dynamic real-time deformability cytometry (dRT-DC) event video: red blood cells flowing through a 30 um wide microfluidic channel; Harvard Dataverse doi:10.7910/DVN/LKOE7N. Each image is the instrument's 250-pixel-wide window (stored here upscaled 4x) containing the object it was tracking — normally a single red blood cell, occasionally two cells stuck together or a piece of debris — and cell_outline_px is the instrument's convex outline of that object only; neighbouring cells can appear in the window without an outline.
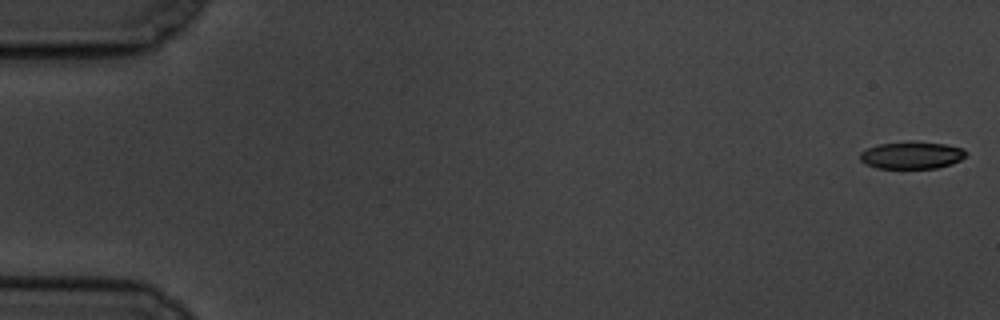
{"species": "common noctule bat (a hibernating species)", "species_latin": "Nyctalus noctula", "temperature_condition": "cold", "stored_images_in_passage": 58, "camera_frame_rate_fps": 3000, "um_per_image_px": 0.085, "animal": {"sex": "male", "body_mass_g": 19.5, "forearm_length_mm": 54.6}, "frame": {"image": 1, "passage_image": 1, "time_ms": 0.0, "image_size_px": [1000, 320], "cell_outline_px": [[968, 152], [960, 160], [952, 164], [936, 168], [876, 168], [864, 164], [860, 160], [860, 152], [876, 144], [908, 140], [912, 140], [944, 144], [964, 148]], "centroid_in_image_um": [77.48, 13.17], "position_along_channel_um": 7.5, "area_um2": 17.22}}
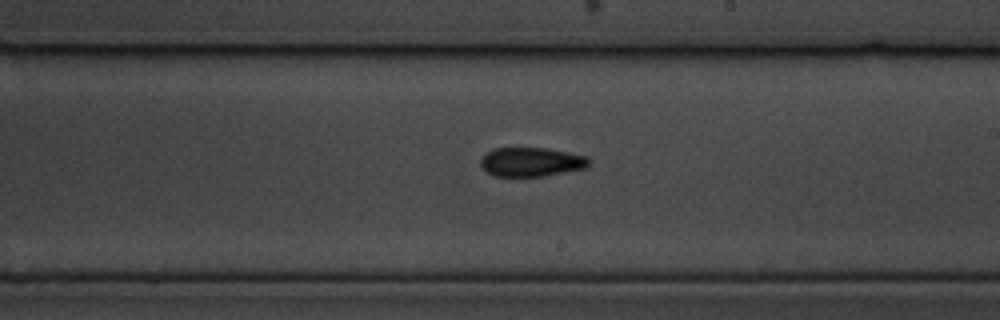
{"frame": {"image": 2, "passage_image": 34, "time_ms": 11.0, "image_size_px": [1000, 320], "cell_outline_px": [[588, 168], [544, 176], [492, 176], [480, 168], [480, 156], [484, 152], [492, 148], [548, 148], [588, 156]], "centroid_in_image_um": [45.1, 13.76], "position_along_channel_um": 243.9, "area_um2": 18.79}}
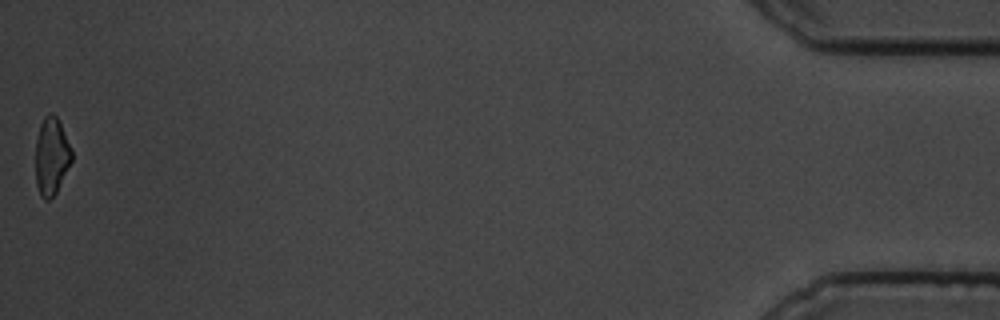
{"frame": {"image": 3, "passage_image": 58, "time_ms": 19.0, "image_size_px": [1000, 320], "cell_outline_px": [[72, 160], [56, 192], [48, 200], [44, 200], [40, 196], [36, 184], [36, 140], [40, 124], [44, 116], [48, 112], [52, 112], [56, 116], [72, 148]], "centroid_in_image_um": [4.37, 13.26], "position_along_channel_um": 430.8, "area_um2": 16.3}, "authors_computed_cell_mechanics": {"area_um2": 17.9758, "velocity_mm_per_s": 3.491, "shape_relaxation_time_tau1_ms": 4.1137, "shape_relaxation_time_tau2_ms": 4.098, "deformation_change_tau1": 0.1247, "deformation_change_tau2": 0.1192}}